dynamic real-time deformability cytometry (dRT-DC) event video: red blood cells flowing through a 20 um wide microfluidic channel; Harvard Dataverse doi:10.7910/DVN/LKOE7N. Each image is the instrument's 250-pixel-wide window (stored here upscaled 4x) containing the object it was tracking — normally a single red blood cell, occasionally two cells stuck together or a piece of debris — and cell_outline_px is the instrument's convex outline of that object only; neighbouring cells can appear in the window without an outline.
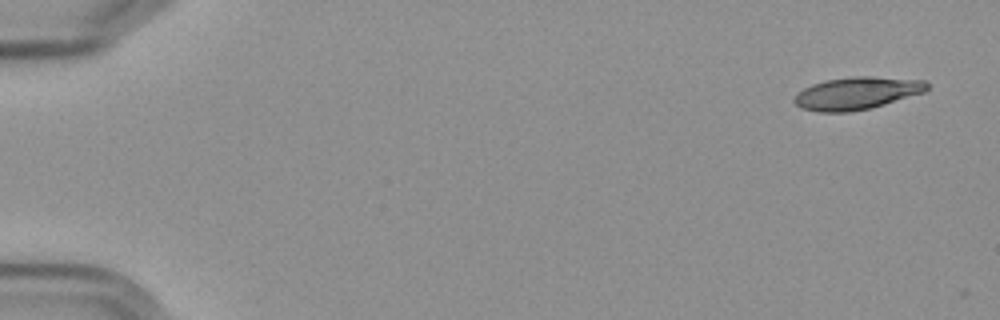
{"species": "Egyptian fruit bat (a non-hibernating species)", "species_latin": "Rousettus aegyptiacus", "temperature_condition": "cold", "stored_images_in_passage": 7, "camera_frame_rate_fps": 3000, "um_per_image_px": 0.085, "frame": {"image": 1, "passage_image": 1, "time_ms": 0.0, "image_size_px": [1000, 320], "cell_outline_px": [[928, 88], [924, 92], [884, 104], [868, 108], [848, 112], [820, 112], [800, 108], [792, 100], [804, 88], [812, 84], [824, 80], [852, 76], [872, 76], [928, 80]], "centroid_in_image_um": [72.84, 7.91], "position_along_channel_um": 12.2, "area_um2": 25.09}}
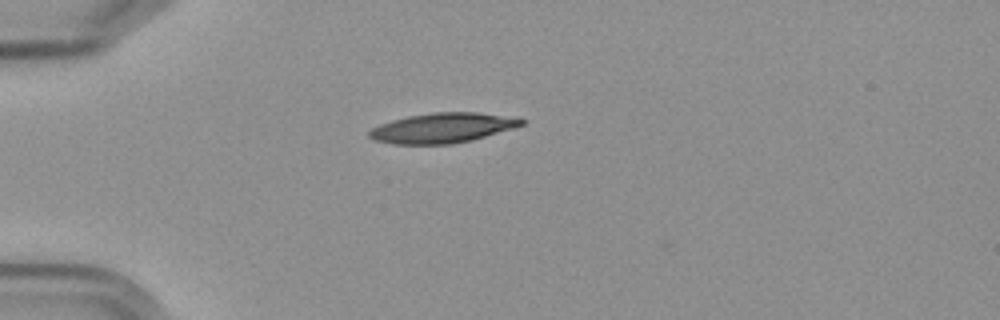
{"frame": {"image": 2, "passage_image": 4, "time_ms": 4.333, "image_size_px": [1000, 320], "cell_outline_px": [[524, 124], [512, 128], [472, 140], [452, 144], [392, 144], [372, 140], [368, 136], [368, 132], [372, 128], [380, 124], [392, 120], [408, 116], [432, 112], [476, 112], [520, 116], [524, 120]], "centroid_in_image_um": [37.63, 10.86], "position_along_channel_um": 47.4, "area_um2": 26.82}}
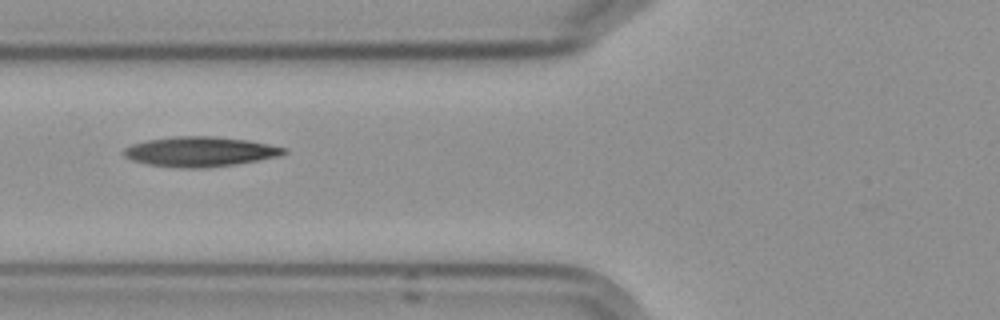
{"frame": {"image": 3, "passage_image": 6, "time_ms": 6.667, "image_size_px": [1000, 320], "cell_outline_px": [[288, 152], [280, 156], [236, 164], [204, 168], [184, 168], [148, 164], [132, 160], [124, 156], [124, 148], [132, 144], [148, 140], [172, 136], [216, 136], [248, 140], [288, 148]], "centroid_in_image_um": [17.04, 12.88], "position_along_channel_um": 108.8, "area_um2": 27.92}}